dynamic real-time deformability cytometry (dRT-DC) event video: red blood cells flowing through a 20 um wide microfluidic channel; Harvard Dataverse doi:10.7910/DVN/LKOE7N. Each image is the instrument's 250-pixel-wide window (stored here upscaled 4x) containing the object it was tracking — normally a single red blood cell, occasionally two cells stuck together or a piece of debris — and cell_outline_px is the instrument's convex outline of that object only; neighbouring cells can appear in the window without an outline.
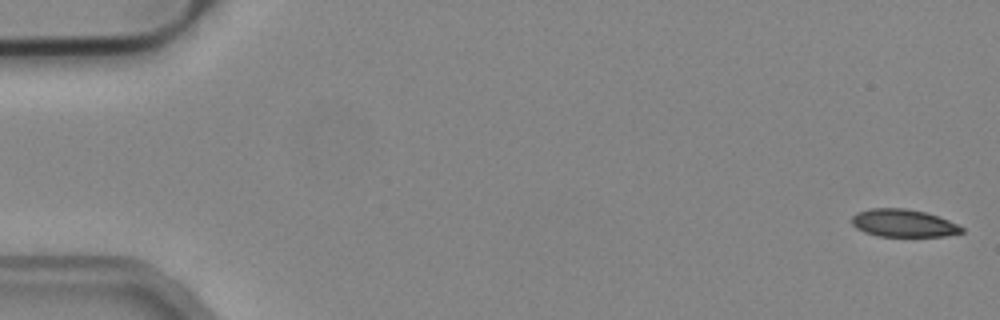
{"species": "common noctule bat (a hibernating species)", "species_latin": "Nyctalus noctula", "temperature_condition": "cold", "stored_images_in_passage": 16, "camera_frame_rate_fps": 3000, "um_per_image_px": 0.085, "animal": {"sex": "male", "body_mass_g": 19.2, "forearm_length_mm": 51.8}, "frame": {"image": 1, "passage_image": 1, "time_ms": 0.0, "image_size_px": [1000, 320], "cell_outline_px": [[964, 232], [944, 236], [880, 236], [864, 232], [856, 228], [852, 224], [852, 216], [856, 212], [868, 208], [904, 208], [924, 212], [948, 220], [964, 228]], "centroid_in_image_um": [76.75, 18.96], "position_along_channel_um": 8.3, "area_um2": 17.63}}
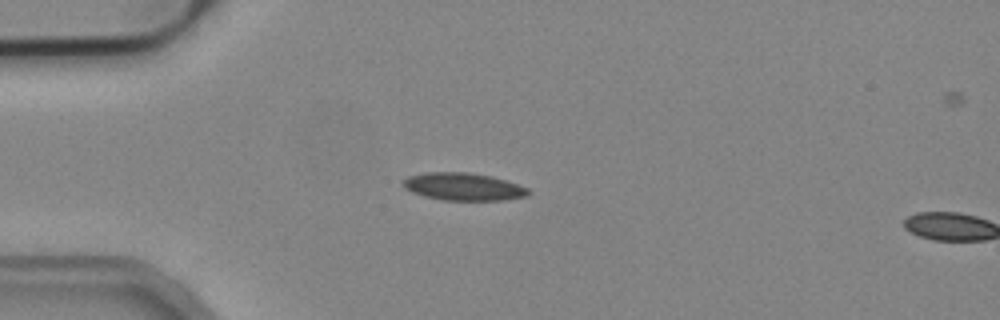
{"frame": {"image": 2, "passage_image": 14, "time_ms": 4.333, "image_size_px": [1000, 320], "cell_outline_px": [[532, 192], [528, 196], [504, 200], [444, 200], [424, 196], [412, 192], [404, 188], [404, 180], [408, 176], [428, 172], [468, 172], [492, 176], [528, 188]], "centroid_in_image_um": [39.41, 15.87], "position_along_channel_um": 45.6, "area_um2": 20.06}}